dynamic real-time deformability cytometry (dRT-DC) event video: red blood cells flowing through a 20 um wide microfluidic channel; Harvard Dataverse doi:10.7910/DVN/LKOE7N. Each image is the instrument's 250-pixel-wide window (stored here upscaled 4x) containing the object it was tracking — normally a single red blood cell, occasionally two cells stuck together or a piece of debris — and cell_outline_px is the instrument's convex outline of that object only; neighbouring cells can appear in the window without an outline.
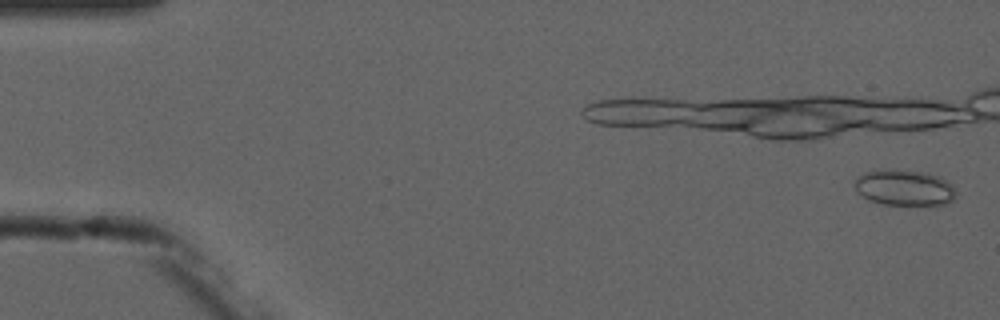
{"species": "common noctule bat (a hibernating species)", "species_latin": "Nyctalus noctula", "temperature_condition": "cold", "stored_images_in_passage": 2, "camera_frame_rate_fps": 3000, "um_per_image_px": 0.085, "animal": {"sex": "male", "forearm_length_mm": 52.5}, "frame": {"image": 1, "passage_image": 2, "time_ms": 1.333, "image_size_px": [1000, 320], "cell_outline_px": [[956, 196], [948, 204], [936, 208], [880, 204], [868, 200], [856, 192], [852, 184], [864, 172], [876, 168], [892, 168], [928, 172], [940, 176], [952, 184], [956, 192]], "centroid_in_image_um": [76.9, 15.98], "position_along_channel_um": 8.1, "area_um2": 22.77}}